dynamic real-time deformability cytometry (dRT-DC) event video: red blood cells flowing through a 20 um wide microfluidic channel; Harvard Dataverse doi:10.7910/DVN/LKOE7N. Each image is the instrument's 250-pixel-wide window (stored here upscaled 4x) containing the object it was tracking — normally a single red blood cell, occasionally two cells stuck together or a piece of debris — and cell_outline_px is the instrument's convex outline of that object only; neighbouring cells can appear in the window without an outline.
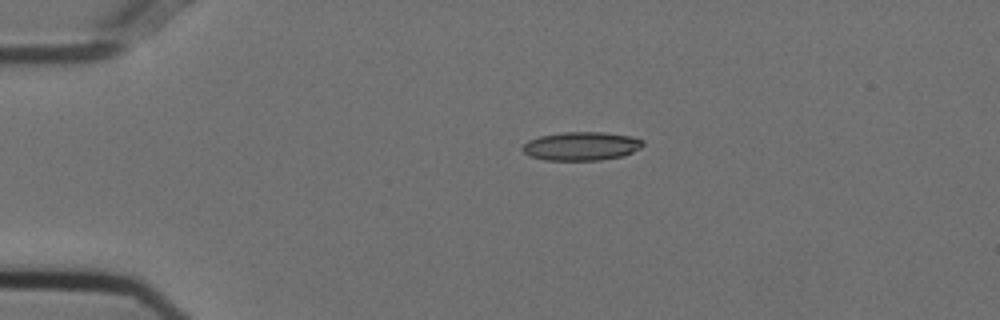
{"species": "Egyptian fruit bat (a non-hibernating species)", "species_latin": "Rousettus aegyptiacus", "temperature_condition": "cold", "stored_images_in_passage": 41, "camera_frame_rate_fps": 3000, "um_per_image_px": 0.085, "animal": {"sex": "female"}, "frame": {"image": 1, "passage_image": 1, "time_ms": 0.0, "image_size_px": [1000, 320], "cell_outline_px": [[644, 144], [640, 148], [624, 156], [600, 160], [544, 160], [528, 156], [520, 148], [528, 140], [540, 136], [564, 132], [604, 132], [632, 136], [644, 140]], "centroid_in_image_um": [49.41, 12.42], "position_along_channel_um": 35.6, "area_um2": 20.23}}
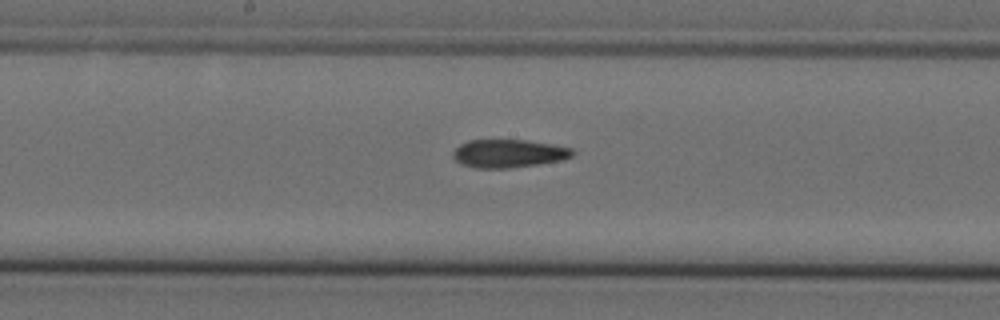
{"frame": {"image": 2, "passage_image": 18, "time_ms": 5.667, "image_size_px": [1000, 320], "cell_outline_px": [[576, 152], [572, 156], [564, 160], [508, 168], [476, 168], [460, 164], [452, 156], [452, 152], [460, 144], [468, 140], [528, 140], [552, 144], [572, 148]], "centroid_in_image_um": [43.24, 13.04], "position_along_channel_um": 205.0, "area_um2": 19.71}}
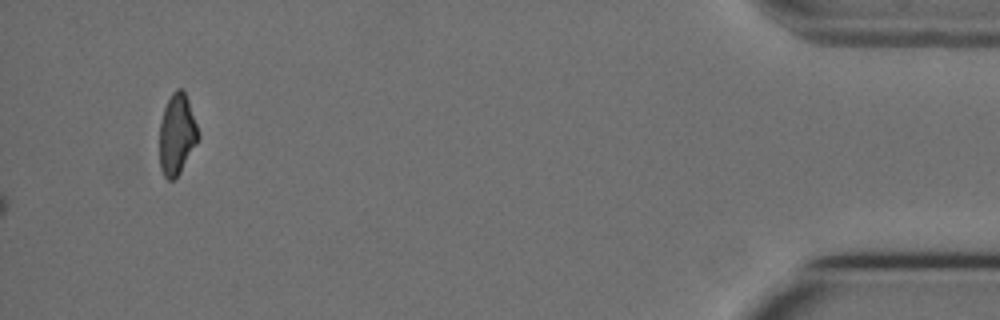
{"frame": {"image": 3, "passage_image": 41, "time_ms": 13.333, "image_size_px": [1000, 320], "cell_outline_px": [[200, 136], [196, 144], [176, 180], [168, 180], [164, 176], [160, 168], [160, 124], [164, 108], [172, 92], [176, 88], [180, 88], [184, 92], [188, 100]], "centroid_in_image_um": [15.03, 11.45], "position_along_channel_um": 420.2, "area_um2": 18.09}, "authors_computed_cell_mechanics": {"area_um2": 19.8832, "velocity_mm_per_s": 3.737, "shape_relaxation_time_tau1_ms": 8.4611, "shape_relaxation_time_tau2_ms": 3.8763, "deformation_change_tau1": 0.1945, "deformation_change_tau2": 0.1313}}